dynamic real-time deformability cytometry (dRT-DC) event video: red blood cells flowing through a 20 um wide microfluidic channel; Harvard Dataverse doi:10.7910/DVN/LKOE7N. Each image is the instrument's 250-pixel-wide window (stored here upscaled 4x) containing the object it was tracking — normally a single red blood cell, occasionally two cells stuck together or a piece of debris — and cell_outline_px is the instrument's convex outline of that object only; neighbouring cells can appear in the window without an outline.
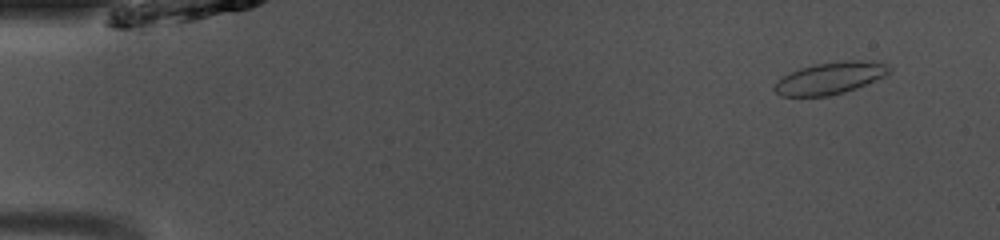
{"species": "common noctule bat (a hibernating species)", "species_latin": "Nyctalus noctula", "temperature_condition": "room temperature", "stored_images_in_passage": 49, "camera_frame_rate_fps": 3000, "um_per_image_px": 0.085, "animal": {"sex": "male", "body_mass_g": 13.0, "forearm_length_mm": 53.1}, "frame": {"image": 1, "passage_image": 4, "time_ms": 1.0, "image_size_px": [1000, 240], "cell_outline_px": [[892, 72], [888, 76], [856, 88], [844, 92], [828, 96], [780, 96], [772, 88], [776, 80], [800, 68], [816, 64], [852, 60], [864, 60], [884, 64], [892, 68]], "centroid_in_image_um": [70.59, 6.65], "position_along_channel_um": 14.4, "area_um2": 21.39}}
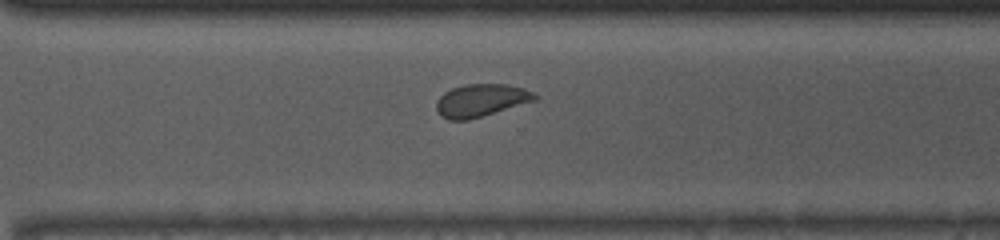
{"frame": {"image": 2, "passage_image": 35, "time_ms": 11.333, "image_size_px": [1000, 240], "cell_outline_px": [[540, 96], [536, 100], [468, 120], [448, 120], [436, 108], [436, 100], [444, 92], [452, 88], [468, 84], [508, 84], [524, 88]], "centroid_in_image_um": [40.9, 8.52], "position_along_channel_um": 329.7, "area_um2": 18.55}}
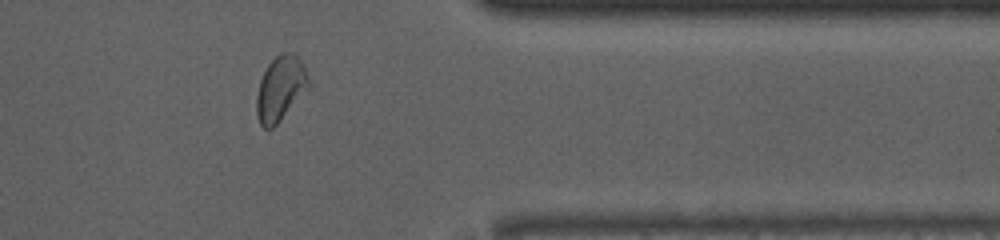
{"frame": {"image": 3, "passage_image": 40, "time_ms": 13.0, "image_size_px": [1000, 240], "cell_outline_px": [[312, 84], [276, 124], [272, 128], [264, 128], [260, 124], [256, 116], [256, 96], [260, 80], [268, 64], [280, 52], [292, 52], [300, 60]], "centroid_in_image_um": [23.83, 7.51], "position_along_channel_um": 387.6, "area_um2": 19.48}}